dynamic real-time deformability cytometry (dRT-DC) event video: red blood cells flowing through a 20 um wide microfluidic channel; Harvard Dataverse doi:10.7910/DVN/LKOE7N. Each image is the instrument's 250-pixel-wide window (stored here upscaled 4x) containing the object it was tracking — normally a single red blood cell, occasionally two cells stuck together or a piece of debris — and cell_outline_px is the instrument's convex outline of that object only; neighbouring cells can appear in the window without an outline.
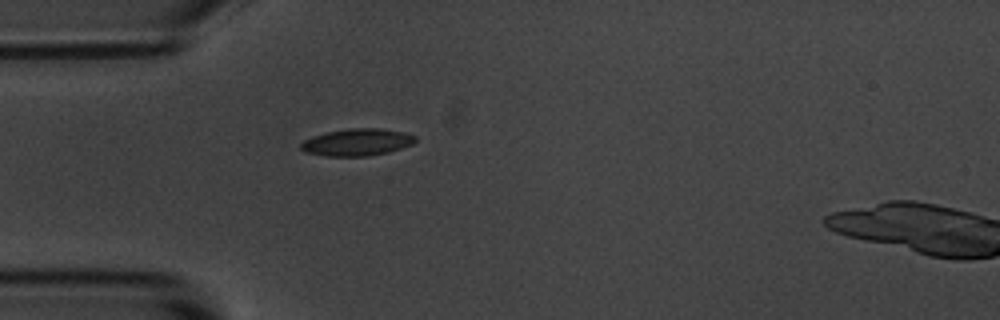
{"species": "common noctule bat (a hibernating species)", "species_latin": "Nyctalus noctula", "temperature_condition": "room temperature", "stored_images_in_passage": 2, "camera_frame_rate_fps": 3000, "um_per_image_px": 0.085, "animal": {"sex": "male", "body_mass_g": 20.1, "forearm_length_mm": 53.5}, "frame": {"image": 1, "passage_image": 1, "time_ms": 0.0, "image_size_px": [1000, 320], "cell_outline_px": [[416, 140], [412, 144], [388, 152], [368, 156], [324, 156], [304, 152], [300, 148], [300, 144], [304, 140], [312, 136], [324, 132], [348, 128], [380, 128], [404, 132], [416, 136]], "centroid_in_image_um": [30.31, 12.08], "position_along_channel_um": 54.7, "area_um2": 18.21}}